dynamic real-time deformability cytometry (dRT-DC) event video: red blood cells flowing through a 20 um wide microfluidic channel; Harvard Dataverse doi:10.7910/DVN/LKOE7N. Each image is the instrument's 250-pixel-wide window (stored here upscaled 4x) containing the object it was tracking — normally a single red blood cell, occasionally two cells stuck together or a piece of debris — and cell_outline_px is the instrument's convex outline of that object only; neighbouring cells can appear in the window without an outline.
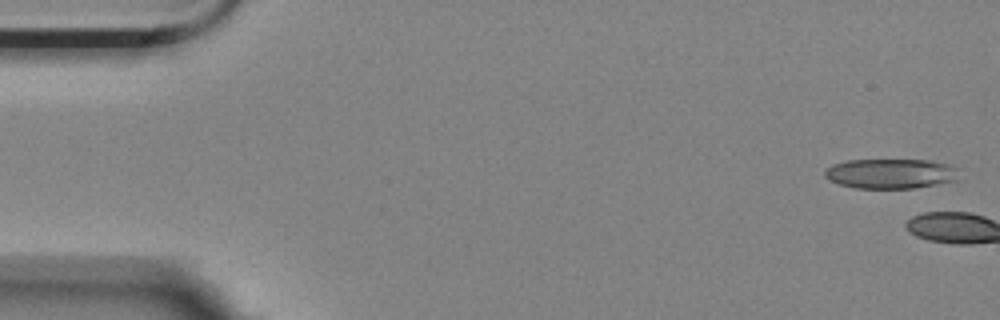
{"species": "Egyptian fruit bat (a non-hibernating species)", "species_latin": "Rousettus aegyptiacus", "temperature_condition": "room temperature", "stored_images_in_passage": 2, "camera_frame_rate_fps": 3000, "um_per_image_px": 0.085, "animal": {"sex": "female"}, "frame": {"image": 1, "passage_image": 1, "time_ms": 0.0, "image_size_px": [1000, 320], "cell_outline_px": [[960, 168], [956, 180], [916, 188], [856, 188], [840, 184], [824, 176], [824, 172], [832, 164], [844, 160], [932, 160], [952, 164]], "centroid_in_image_um": [75.76, 14.74], "position_along_channel_um": 9.2, "area_um2": 23.52}}